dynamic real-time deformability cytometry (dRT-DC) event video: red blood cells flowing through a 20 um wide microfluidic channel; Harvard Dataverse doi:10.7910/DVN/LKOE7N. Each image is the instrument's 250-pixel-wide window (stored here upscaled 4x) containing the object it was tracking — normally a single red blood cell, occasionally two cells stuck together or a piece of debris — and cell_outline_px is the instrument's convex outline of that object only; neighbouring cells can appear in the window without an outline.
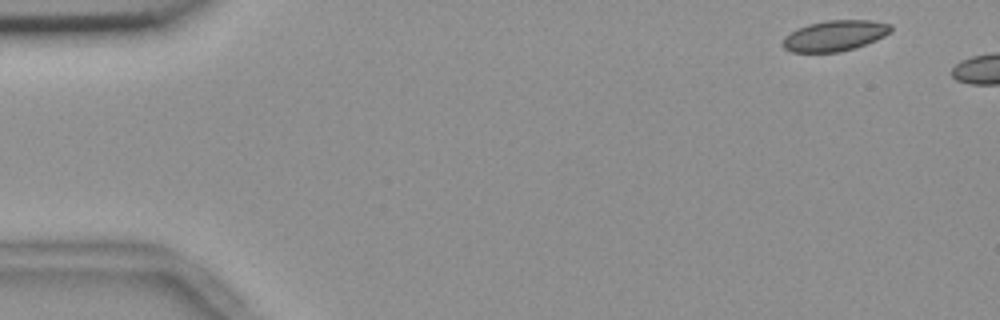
{"species": "common noctule bat (a hibernating species)", "species_latin": "Nyctalus noctula", "temperature_condition": "room temperature", "stored_images_in_passage": 6, "camera_frame_rate_fps": 3000, "um_per_image_px": 0.085, "animal": {"sex": "female", "body_mass_g": 18.4}, "frame": {"image": 1, "passage_image": 2, "time_ms": 0.333, "image_size_px": [1000, 320], "cell_outline_px": [[892, 32], [876, 40], [856, 48], [840, 52], [792, 52], [784, 48], [780, 44], [784, 36], [796, 28], [808, 24], [828, 20], [872, 20], [892, 24]], "centroid_in_image_um": [70.95, 3.03], "position_along_channel_um": 14.0, "area_um2": 19.65}}